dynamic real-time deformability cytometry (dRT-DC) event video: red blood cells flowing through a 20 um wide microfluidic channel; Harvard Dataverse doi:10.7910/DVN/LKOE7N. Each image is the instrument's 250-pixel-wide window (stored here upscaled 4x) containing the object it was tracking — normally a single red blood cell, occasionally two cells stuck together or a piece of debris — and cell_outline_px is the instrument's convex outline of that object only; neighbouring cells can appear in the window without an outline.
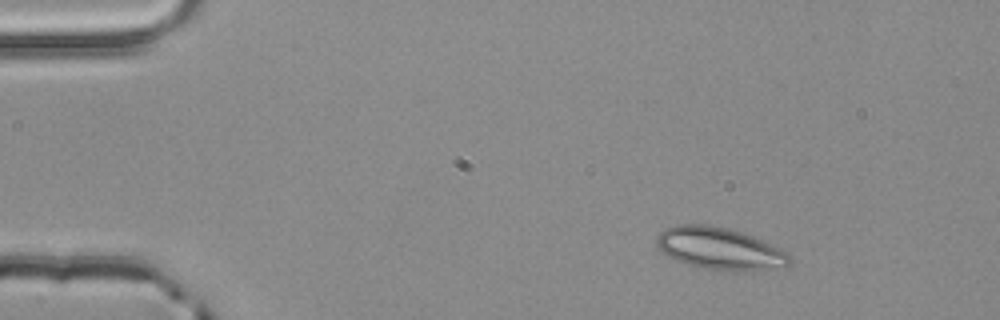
{"species": "common noctule bat (a hibernating species)", "species_latin": "Nyctalus noctula", "temperature_condition": "room temperature", "stored_images_in_passage": 3, "camera_frame_rate_fps": 3000, "um_per_image_px": 0.085, "animal": {"sex": "male", "body_mass_g": 20.4}, "frame": {"image": 1, "passage_image": 1, "time_ms": 0.0, "image_size_px": [1000, 320], "cell_outline_px": [[792, 264], [736, 272], [732, 272], [704, 268], [672, 260], [656, 244], [656, 236], [664, 228], [676, 224], [708, 224], [728, 228], [764, 240], [788, 252], [792, 256]], "centroid_in_image_um": [61.15, 21.11], "position_along_channel_um": 23.8, "area_um2": 32.77}}